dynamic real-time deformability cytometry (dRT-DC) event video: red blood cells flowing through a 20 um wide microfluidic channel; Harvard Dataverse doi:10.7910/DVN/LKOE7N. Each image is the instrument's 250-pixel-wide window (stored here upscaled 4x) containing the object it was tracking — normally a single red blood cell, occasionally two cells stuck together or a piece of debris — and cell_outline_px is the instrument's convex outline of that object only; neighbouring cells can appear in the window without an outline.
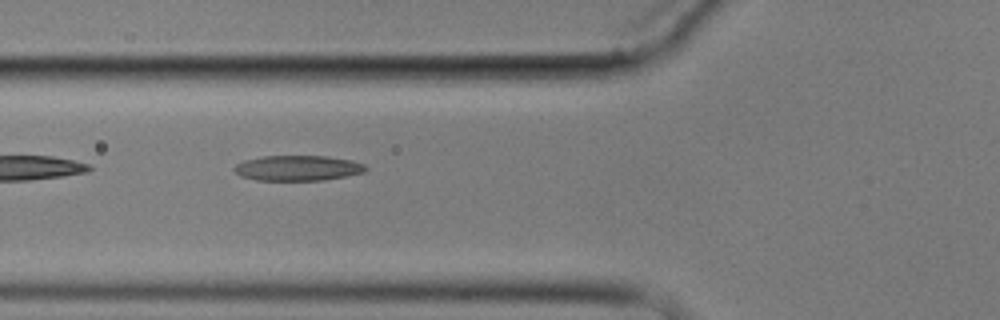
{"species": "common noctule bat (a hibernating species)", "species_latin": "Nyctalus noctula", "temperature_condition": "cold", "stored_images_in_passage": 4, "camera_frame_rate_fps": 3000, "um_per_image_px": 0.085, "animal": {"sex": "male", "body_mass_g": 17.9}, "frame": {"image": 1, "passage_image": 3, "time_ms": 3.333, "image_size_px": [1000, 320], "cell_outline_px": [[368, 168], [364, 172], [324, 180], [256, 180], [240, 176], [232, 168], [236, 164], [244, 160], [264, 156], [324, 156], [352, 160], [364, 164]], "centroid_in_image_um": [25.29, 14.28], "position_along_channel_um": 100.5, "area_um2": 19.31}}